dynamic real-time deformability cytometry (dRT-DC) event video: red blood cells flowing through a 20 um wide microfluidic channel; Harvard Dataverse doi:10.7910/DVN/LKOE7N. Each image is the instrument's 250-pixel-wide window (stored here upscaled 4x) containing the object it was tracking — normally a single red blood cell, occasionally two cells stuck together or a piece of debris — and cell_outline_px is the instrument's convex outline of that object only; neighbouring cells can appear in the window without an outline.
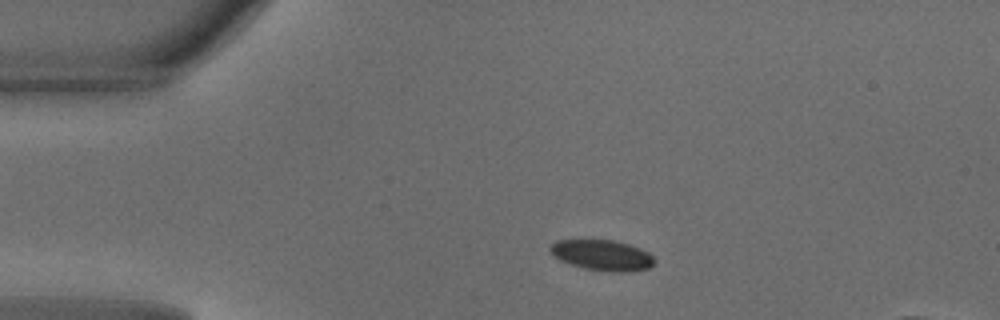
{"species": "common noctule bat (a hibernating species)", "species_latin": "Nyctalus noctula", "temperature_condition": "warm", "stored_images_in_passage": 45, "camera_frame_rate_fps": 3000, "um_per_image_px": 0.085, "animal": {"sex": "male", "body_mass_g": 18.8}, "frame": {"image": 1, "passage_image": 7, "time_ms": 2.0, "image_size_px": [1000, 320], "cell_outline_px": [[652, 264], [648, 268], [624, 272], [612, 272], [584, 268], [560, 260], [548, 248], [556, 240], [612, 240], [628, 244], [640, 248], [648, 252], [652, 256]], "centroid_in_image_um": [51.17, 21.68], "position_along_channel_um": 33.8, "area_um2": 18.21}}
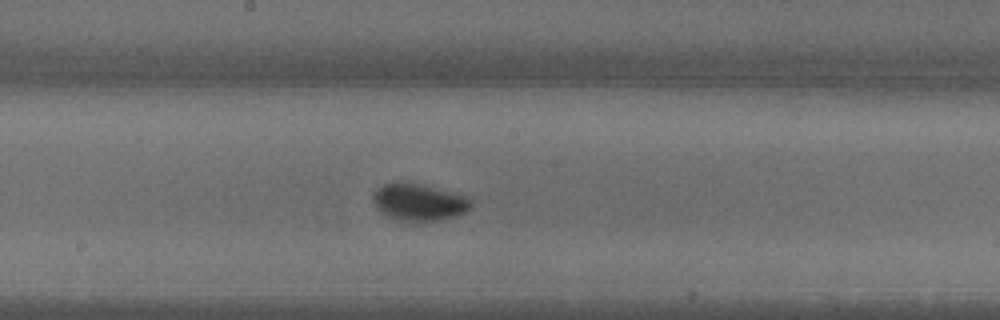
{"frame": {"image": 2, "passage_image": 23, "time_ms": 7.333, "image_size_px": [1000, 320], "cell_outline_px": [[472, 208], [456, 216], [436, 220], [396, 220], [380, 212], [376, 208], [372, 196], [376, 188], [384, 184], [400, 180], [404, 180], [452, 192], [464, 196], [472, 200]], "centroid_in_image_um": [35.57, 17.15], "position_along_channel_um": 212.6, "area_um2": 21.15}}
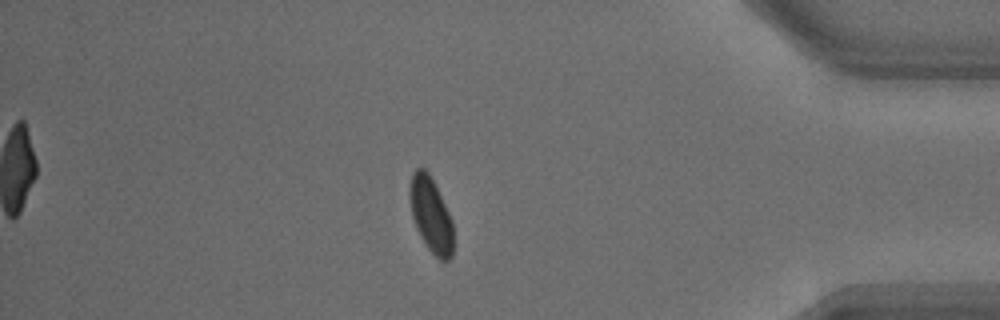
{"frame": {"image": 3, "passage_image": 39, "time_ms": 12.667, "image_size_px": [1000, 320], "cell_outline_px": [[452, 256], [448, 260], [440, 260], [424, 244], [416, 228], [412, 216], [408, 196], [408, 192], [412, 172], [416, 168], [424, 168], [428, 172], [452, 220]], "centroid_in_image_um": [36.58, 18.25], "position_along_channel_um": 398.6, "area_um2": 18.84}, "authors_computed_cell_mechanics": {"area_um2": 18.9584, "velocity_mm_per_s": 4.1301, "shape_relaxation_time_tau1_ms": 2.2113, "shape_relaxation_time_tau2_ms": null, "deformation_change_tau1": 0.1042, "deformation_change_tau2": null}}